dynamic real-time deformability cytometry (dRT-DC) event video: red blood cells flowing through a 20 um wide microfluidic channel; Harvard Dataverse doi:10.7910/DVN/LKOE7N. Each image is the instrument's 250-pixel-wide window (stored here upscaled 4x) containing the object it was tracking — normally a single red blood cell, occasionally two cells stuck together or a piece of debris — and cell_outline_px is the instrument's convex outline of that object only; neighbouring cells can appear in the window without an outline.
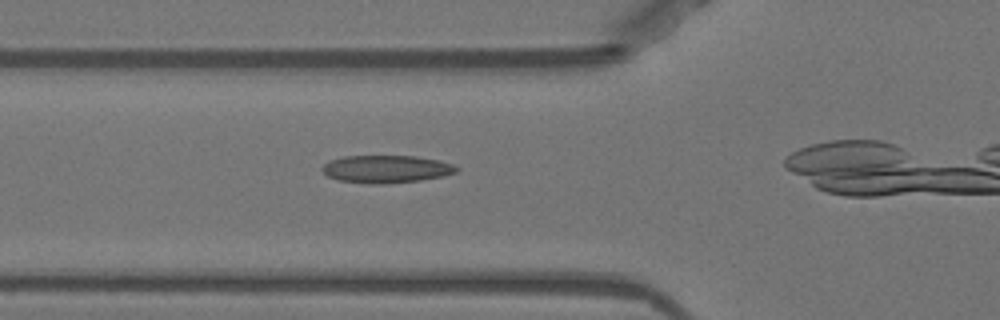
{"species": "Egyptian fruit bat (a non-hibernating species)", "species_latin": "Rousettus aegyptiacus", "temperature_condition": "warm", "stored_images_in_passage": 15, "camera_frame_rate_fps": 3000, "um_per_image_px": 0.085, "animal": {"sex": "female"}, "frame": {"image": 1, "passage_image": 11, "time_ms": 3.333, "image_size_px": [1000, 320], "cell_outline_px": [[460, 168], [456, 172], [444, 176], [420, 180], [380, 184], [372, 184], [336, 180], [328, 176], [320, 168], [328, 160], [344, 156], [416, 156], [436, 160], [452, 164]], "centroid_in_image_um": [32.8, 14.37], "position_along_channel_um": 93.0, "area_um2": 21.62}}